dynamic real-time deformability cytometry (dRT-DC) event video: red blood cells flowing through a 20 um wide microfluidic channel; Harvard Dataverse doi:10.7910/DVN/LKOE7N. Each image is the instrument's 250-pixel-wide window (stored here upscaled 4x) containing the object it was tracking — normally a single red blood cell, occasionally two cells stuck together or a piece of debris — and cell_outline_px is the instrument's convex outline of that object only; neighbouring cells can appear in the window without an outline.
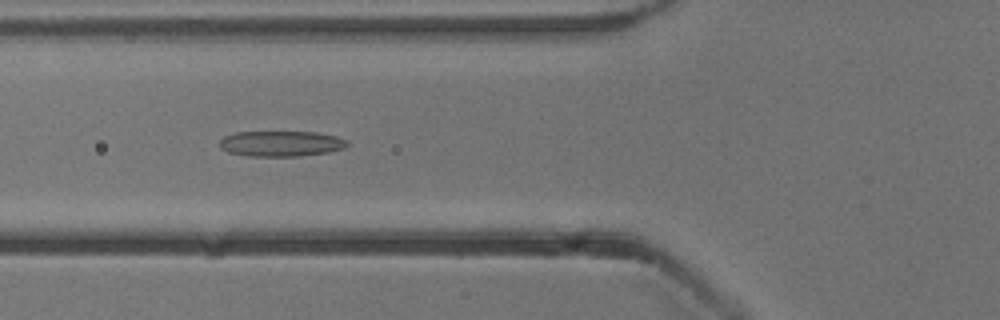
{"species": "common noctule bat (a hibernating species)", "species_latin": "Nyctalus noctula", "temperature_condition": "cold", "stored_images_in_passage": 37, "camera_frame_rate_fps": 3000, "um_per_image_px": 0.085, "animal": {"sex": "male", "body_mass_g": 13.3}, "frame": {"image": 1, "passage_image": 4, "time_ms": 1.0, "image_size_px": [1000, 320], "cell_outline_px": [[348, 144], [344, 148], [328, 152], [300, 156], [248, 156], [228, 152], [220, 148], [220, 140], [224, 136], [236, 132], [316, 132], [336, 136], [348, 140]], "centroid_in_image_um": [23.89, 12.21], "position_along_channel_um": 101.9, "area_um2": 19.02}}
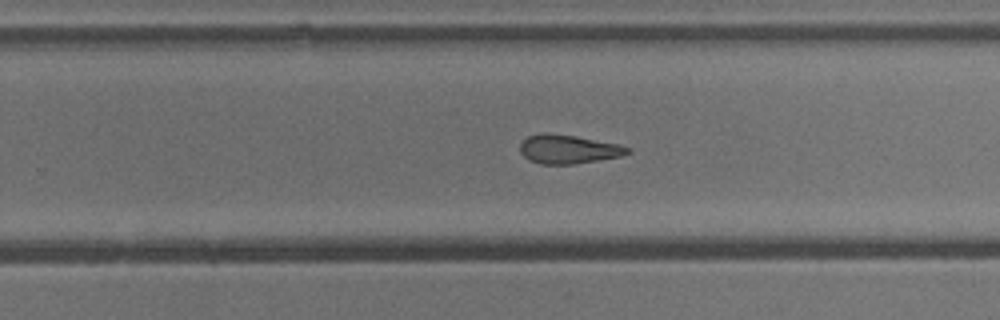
{"frame": {"image": 2, "passage_image": 18, "time_ms": 5.667, "image_size_px": [1000, 320], "cell_outline_px": [[632, 152], [620, 156], [572, 164], [540, 164], [528, 160], [520, 152], [520, 144], [528, 136], [540, 132], [548, 132], [576, 136], [616, 144], [632, 148]], "centroid_in_image_um": [48.27, 12.67], "position_along_channel_um": 281.5, "area_um2": 18.03}}
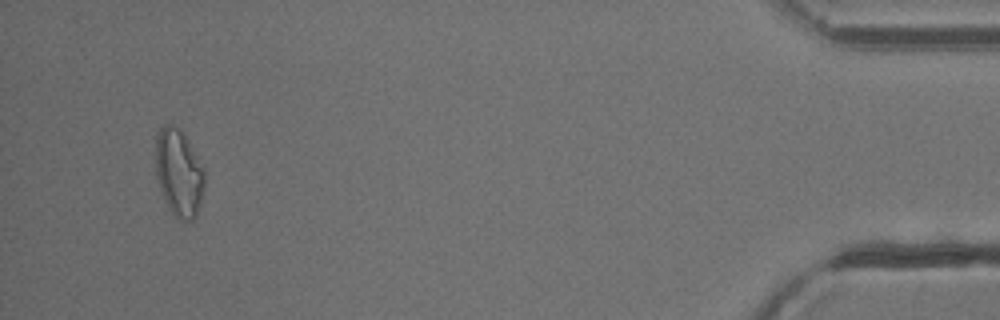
{"frame": {"image": 3, "passage_image": 35, "time_ms": 11.333, "image_size_px": [1000, 320], "cell_outline_px": [[204, 184], [200, 204], [196, 216], [192, 220], [180, 220], [172, 212], [160, 188], [156, 176], [156, 136], [160, 128], [164, 124], [172, 124], [180, 128], [184, 132], [204, 168]], "centroid_in_image_um": [15.21, 14.63], "position_along_channel_um": 420.0, "area_um2": 24.8}, "authors_computed_cell_mechanics": {"area_um2": 18.9584, "velocity_mm_per_s": 3.8502, "shape_relaxation_time_tau1_ms": null, "shape_relaxation_time_tau2_ms": 4.4859, "deformation_change_tau1": null, "deformation_change_tau2": 0.1527}}